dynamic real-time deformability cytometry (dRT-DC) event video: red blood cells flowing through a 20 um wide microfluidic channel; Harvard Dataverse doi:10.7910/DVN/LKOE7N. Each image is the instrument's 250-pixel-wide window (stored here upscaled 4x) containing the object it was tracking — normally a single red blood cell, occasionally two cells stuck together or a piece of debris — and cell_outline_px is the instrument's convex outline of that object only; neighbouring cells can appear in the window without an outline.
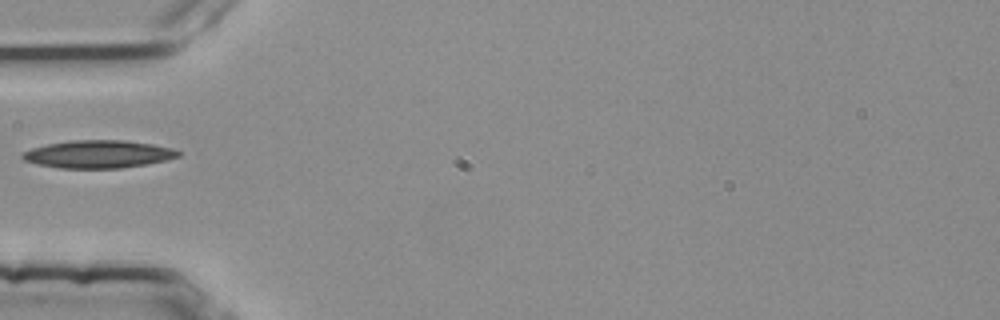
{"species": "common noctule bat (a hibernating species)", "species_latin": "Nyctalus noctula", "temperature_condition": "room temperature", "stored_images_in_passage": 34, "camera_frame_rate_fps": 3000, "um_per_image_px": 0.085, "animal": {"sex": "female", "body_mass_g": 25.1}, "frame": {"image": 1, "passage_image": 1, "time_ms": 0.0, "image_size_px": [1000, 320], "cell_outline_px": [[180, 156], [168, 160], [120, 168], [60, 168], [36, 164], [24, 160], [20, 156], [20, 152], [32, 148], [48, 144], [72, 140], [124, 140], [152, 144], [172, 148], [180, 152]], "centroid_in_image_um": [8.32, 13.1], "position_along_channel_um": 76.7, "area_um2": 25.2}}
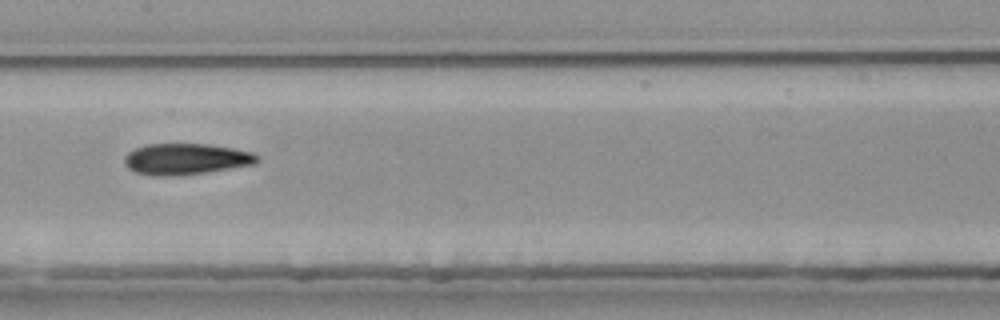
{"frame": {"image": 2, "passage_image": 10, "time_ms": 3.0, "image_size_px": [1000, 320], "cell_outline_px": [[260, 160], [256, 164], [204, 172], [172, 176], [152, 176], [136, 172], [128, 168], [124, 164], [124, 156], [128, 152], [136, 148], [148, 144], [208, 144], [232, 148], [252, 152], [260, 156]], "centroid_in_image_um": [15.8, 13.52], "position_along_channel_um": 191.6, "area_um2": 24.1}}